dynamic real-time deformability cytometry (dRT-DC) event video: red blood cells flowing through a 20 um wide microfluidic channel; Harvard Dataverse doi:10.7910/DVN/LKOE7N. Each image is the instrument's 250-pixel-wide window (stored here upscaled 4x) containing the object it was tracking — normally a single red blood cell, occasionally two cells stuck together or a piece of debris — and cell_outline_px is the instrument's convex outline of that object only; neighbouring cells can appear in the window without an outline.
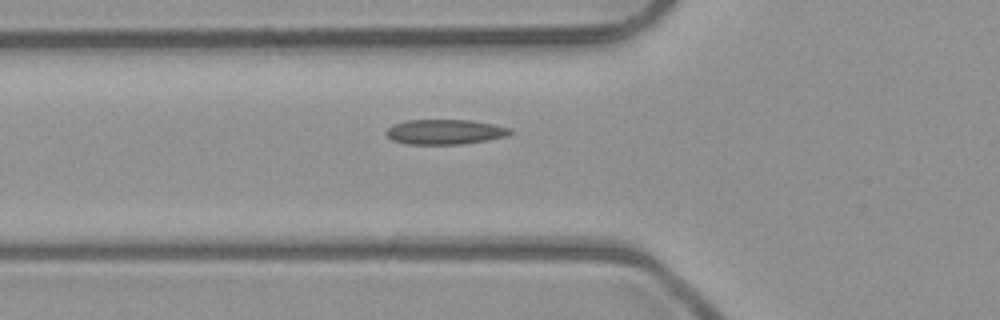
{"species": "common noctule bat (a hibernating species)", "species_latin": "Nyctalus noctula", "temperature_condition": "room temperature", "stored_images_in_passage": 6, "camera_frame_rate_fps": 3000, "um_per_image_px": 0.085, "animal": {"sex": "male", "body_mass_g": 23.1, "forearm_length_mm": 52.7}, "frame": {"image": 1, "passage_image": 6, "time_ms": 1.667, "image_size_px": [1000, 320], "cell_outline_px": [[512, 132], [508, 136], [488, 140], [460, 144], [408, 144], [392, 140], [384, 132], [392, 124], [408, 120], [472, 120], [512, 128]], "centroid_in_image_um": [37.83, 11.2], "position_along_channel_um": 88.0, "area_um2": 18.09}}